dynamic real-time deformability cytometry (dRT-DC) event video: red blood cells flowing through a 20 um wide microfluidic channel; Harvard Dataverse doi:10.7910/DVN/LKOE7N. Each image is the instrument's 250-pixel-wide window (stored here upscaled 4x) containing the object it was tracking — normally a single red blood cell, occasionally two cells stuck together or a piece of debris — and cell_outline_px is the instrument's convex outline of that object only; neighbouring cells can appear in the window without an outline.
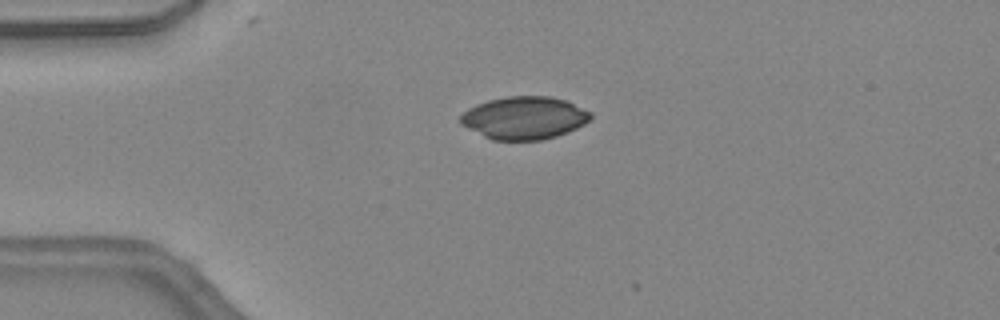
{"species": "common noctule bat (a hibernating species)", "species_latin": "Nyctalus noctula", "temperature_condition": "warm", "stored_images_in_passage": 3, "camera_frame_rate_fps": 3000, "um_per_image_px": 0.085, "animal": {"sex": "female", "body_mass_g": 24.6, "forearm_length_mm": 56.2}, "frame": {"image": 1, "passage_image": 1, "time_ms": 0.0, "image_size_px": [1000, 320], "cell_outline_px": [[592, 116], [584, 124], [576, 128], [556, 136], [544, 140], [492, 140], [460, 124], [460, 116], [468, 108], [476, 104], [488, 100], [508, 96], [552, 96], [564, 100], [592, 112]], "centroid_in_image_um": [44.55, 10.02], "position_along_channel_um": 40.5, "area_um2": 32.31}}